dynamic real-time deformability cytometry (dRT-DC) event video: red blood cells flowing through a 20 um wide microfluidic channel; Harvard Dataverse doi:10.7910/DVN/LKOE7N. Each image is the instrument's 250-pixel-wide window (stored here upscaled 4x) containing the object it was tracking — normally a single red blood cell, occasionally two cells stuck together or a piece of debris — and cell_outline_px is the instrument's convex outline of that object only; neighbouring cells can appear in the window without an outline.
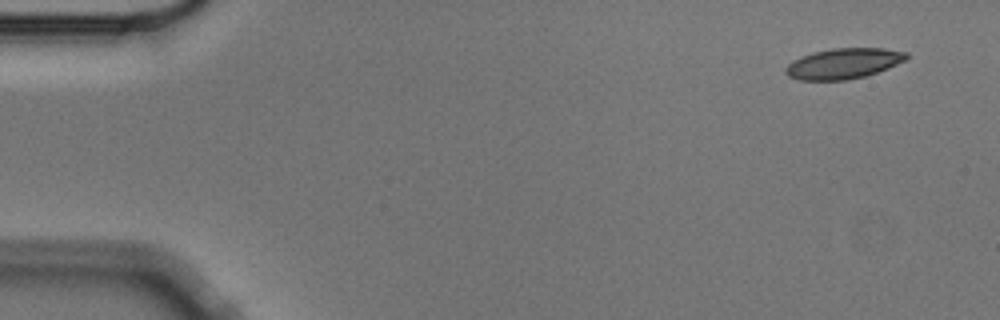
{"species": "Egyptian fruit bat (a non-hibernating species)", "species_latin": "Rousettus aegyptiacus", "temperature_condition": "cold", "stored_images_in_passage": 6, "camera_frame_rate_fps": 3000, "um_per_image_px": 0.085, "animal": {"sex": "male"}, "frame": {"image": 1, "passage_image": 1, "time_ms": 0.0, "image_size_px": [1000, 320], "cell_outline_px": [[908, 60], [888, 68], [864, 76], [848, 80], [800, 80], [788, 76], [784, 72], [784, 68], [792, 60], [800, 56], [812, 52], [832, 48], [884, 48], [908, 52]], "centroid_in_image_um": [71.69, 5.39], "position_along_channel_um": 13.3, "area_um2": 21.73}}
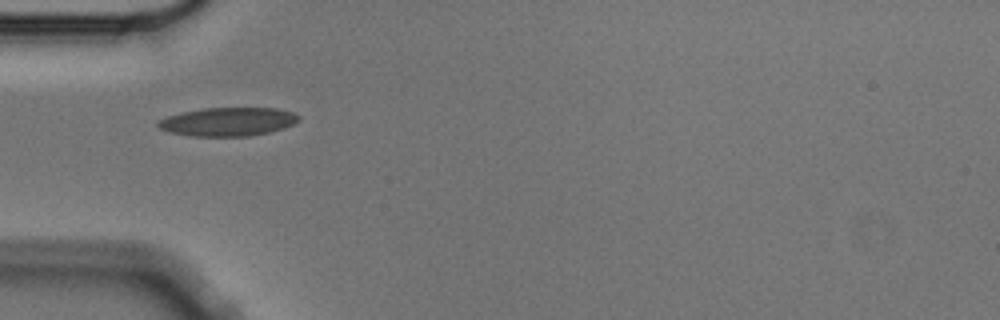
{"frame": {"image": 2, "passage_image": 5, "time_ms": 1.333, "image_size_px": [1000, 320], "cell_outline_px": [[300, 120], [284, 128], [268, 132], [248, 136], [192, 136], [168, 132], [160, 128], [156, 124], [156, 120], [168, 116], [184, 112], [204, 108], [276, 108], [292, 112], [300, 116]], "centroid_in_image_um": [19.36, 10.34], "position_along_channel_um": 65.6, "area_um2": 23.35}}
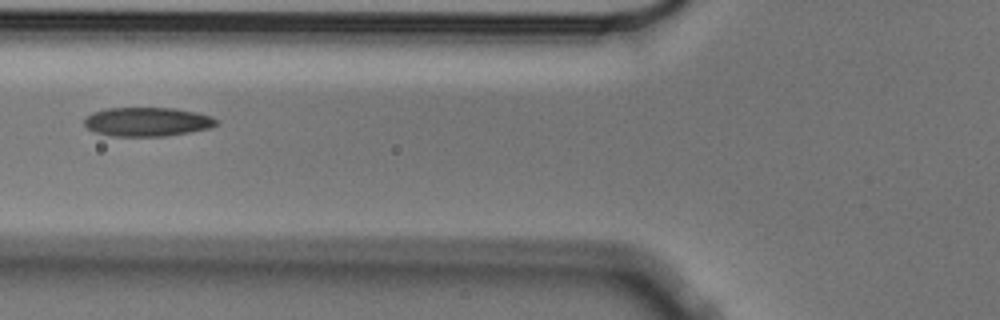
{"frame": {"image": 3, "passage_image": 6, "time_ms": 1.667, "image_size_px": [1000, 320], "cell_outline_px": [[220, 124], [212, 128], [164, 136], [112, 136], [96, 132], [88, 128], [84, 124], [84, 116], [92, 112], [108, 108], [176, 108], [196, 112], [212, 116], [220, 120]], "centroid_in_image_um": [12.56, 10.34], "position_along_channel_um": 113.2, "area_um2": 22.54}}